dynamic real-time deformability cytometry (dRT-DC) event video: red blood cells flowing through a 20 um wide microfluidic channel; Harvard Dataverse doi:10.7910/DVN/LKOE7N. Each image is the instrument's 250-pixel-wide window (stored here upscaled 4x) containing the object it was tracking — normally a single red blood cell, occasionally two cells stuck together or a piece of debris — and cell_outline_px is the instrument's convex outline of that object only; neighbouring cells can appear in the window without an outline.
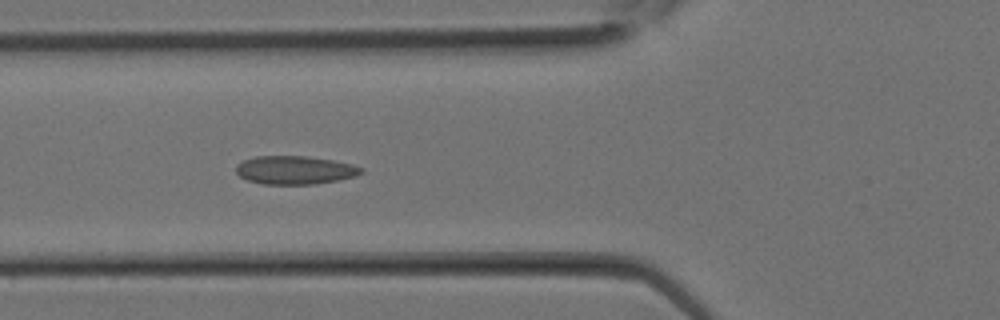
{"species": "Egyptian fruit bat (a non-hibernating species)", "species_latin": "Rousettus aegyptiacus", "temperature_condition": "room temperature", "stored_images_in_passage": 12, "camera_frame_rate_fps": 3000, "um_per_image_px": 0.085, "animal": {"sex": "female"}, "frame": {"image": 1, "passage_image": 7, "time_ms": 2.0, "image_size_px": [1000, 320], "cell_outline_px": [[364, 172], [356, 176], [316, 184], [264, 184], [248, 180], [240, 176], [236, 172], [236, 164], [244, 160], [256, 156], [308, 156], [332, 160], [352, 164], [364, 168]], "centroid_in_image_um": [25.08, 14.45], "position_along_channel_um": 100.7, "area_um2": 20.69}}
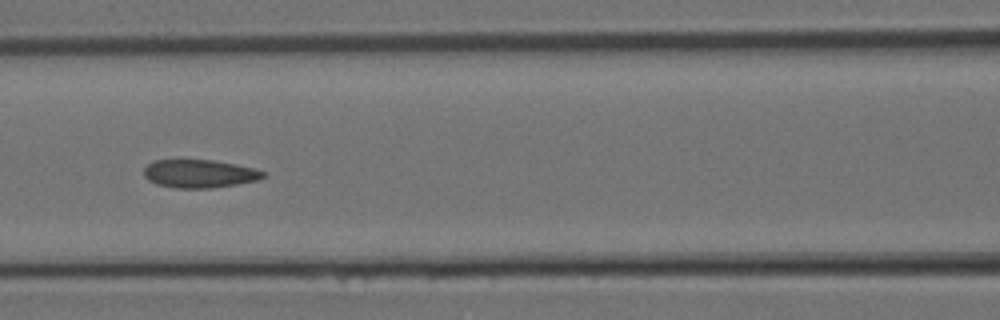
{"frame": {"image": 2, "passage_image": 9, "time_ms": 2.667, "image_size_px": [1000, 320], "cell_outline_px": [[268, 176], [260, 180], [212, 188], [176, 188], [156, 184], [148, 180], [144, 176], [144, 168], [152, 160], [212, 160], [236, 164], [256, 168], [264, 172]], "centroid_in_image_um": [16.98, 14.76], "position_along_channel_um": 149.6, "area_um2": 19.77}}
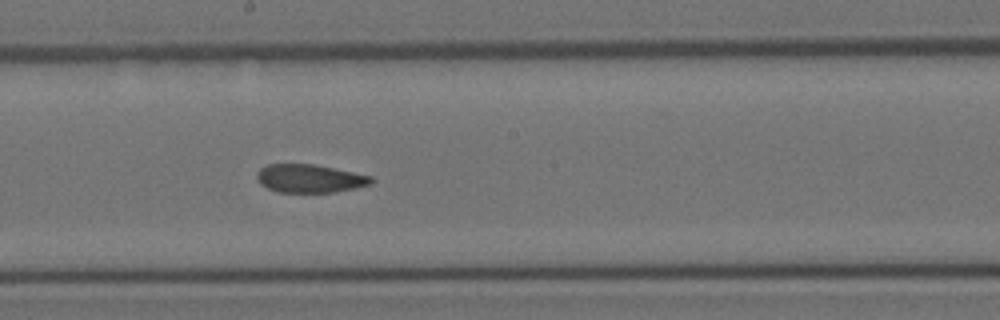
{"frame": {"image": 3, "passage_image": 12, "time_ms": 3.667, "image_size_px": [1000, 320], "cell_outline_px": [[376, 180], [372, 184], [336, 192], [276, 192], [260, 184], [256, 180], [256, 172], [260, 168], [268, 164], [312, 164], [372, 176]], "centroid_in_image_um": [26.31, 15.17], "position_along_channel_um": 221.9, "area_um2": 18.9}}